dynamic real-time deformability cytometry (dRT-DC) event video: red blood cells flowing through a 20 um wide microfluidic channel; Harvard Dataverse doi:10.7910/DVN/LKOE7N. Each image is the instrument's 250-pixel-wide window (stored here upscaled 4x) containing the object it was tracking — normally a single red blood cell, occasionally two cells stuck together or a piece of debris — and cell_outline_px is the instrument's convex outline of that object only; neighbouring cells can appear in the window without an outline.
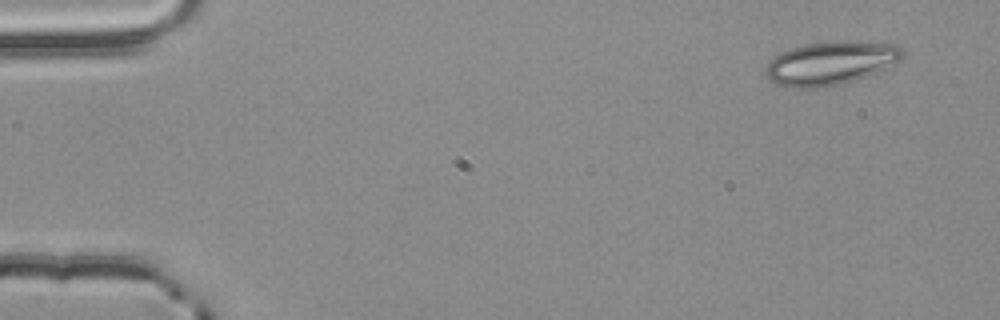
{"species": "common noctule bat (a hibernating species)", "species_latin": "Nyctalus noctula", "temperature_condition": "room temperature", "stored_images_in_passage": 3, "camera_frame_rate_fps": 3000, "um_per_image_px": 0.085, "animal": {"sex": "male", "body_mass_g": 20.4}, "frame": {"image": 1, "passage_image": 1, "time_ms": 0.0, "image_size_px": [1000, 320], "cell_outline_px": [[904, 56], [900, 60], [864, 76], [840, 84], [812, 88], [796, 88], [780, 84], [768, 80], [764, 72], [768, 64], [776, 56], [792, 48], [808, 44], [900, 44], [904, 52]], "centroid_in_image_um": [70.56, 5.41], "position_along_channel_um": 14.4, "area_um2": 32.66}}